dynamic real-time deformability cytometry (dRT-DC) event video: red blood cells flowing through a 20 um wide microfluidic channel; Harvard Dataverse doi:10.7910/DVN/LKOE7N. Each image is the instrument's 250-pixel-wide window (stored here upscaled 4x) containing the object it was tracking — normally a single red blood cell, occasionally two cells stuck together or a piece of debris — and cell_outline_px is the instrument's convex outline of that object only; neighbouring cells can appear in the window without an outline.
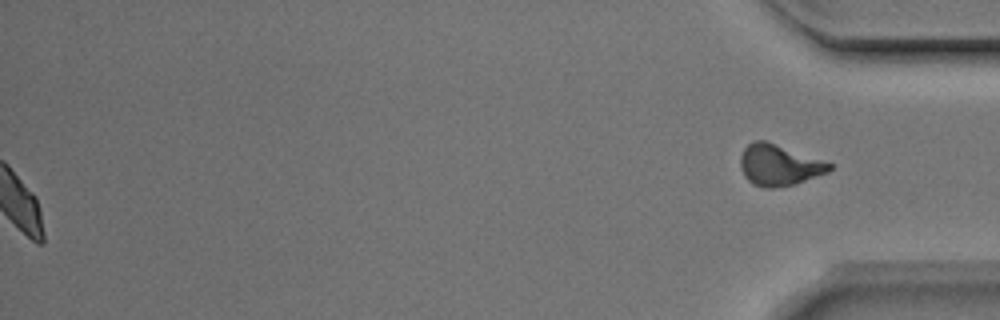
{"species": "Egyptian fruit bat (a non-hibernating species)", "species_latin": "Rousettus aegyptiacus", "temperature_condition": "room temperature", "stored_images_in_passage": 51, "segment_of_instrument_passage": [2, 2], "camera_frame_rate_fps": 3000, "um_per_image_px": 0.085, "animal": {"sex": "male"}, "frame": {"image": 1, "passage_image": 51, "time_ms": 16.667, "image_size_px": [1000, 320], "cell_outline_px": [[832, 168], [828, 172], [792, 184], [772, 188], [764, 188], [752, 184], [744, 176], [740, 168], [740, 156], [744, 148], [752, 140], [764, 140], [832, 164]], "centroid_in_image_um": [66.14, 14.03], "position_along_channel_um": 369.1, "area_um2": 20.92}}